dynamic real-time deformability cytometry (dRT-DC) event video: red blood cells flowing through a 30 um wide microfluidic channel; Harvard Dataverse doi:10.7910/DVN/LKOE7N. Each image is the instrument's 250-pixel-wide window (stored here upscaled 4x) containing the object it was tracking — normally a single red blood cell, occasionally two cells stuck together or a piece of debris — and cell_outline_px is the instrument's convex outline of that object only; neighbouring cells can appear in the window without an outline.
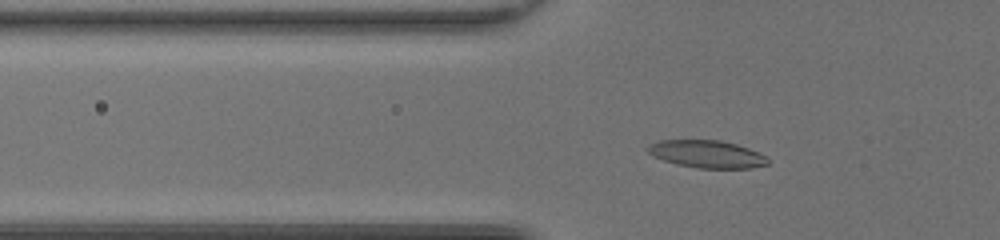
{"species": "common noctule bat (a hibernating species)", "species_latin": "Nyctalus noctula", "temperature_condition": "room temperature", "stored_images_in_passage": 42, "camera_frame_rate_fps": 3000, "um_per_image_px": 0.085, "animal": {"sex": "female", "body_mass_g": 20.0, "forearm_length_mm": 54.0}, "frame": {"image": 1, "passage_image": 10, "time_ms": 3.0, "image_size_px": [1000, 240], "cell_outline_px": [[768, 164], [748, 168], [700, 168], [676, 164], [652, 156], [648, 152], [648, 144], [660, 140], [720, 140], [736, 144], [748, 148], [764, 156], [768, 160]], "centroid_in_image_um": [60.04, 13.09], "position_along_channel_um": 65.8, "area_um2": 19.02}}
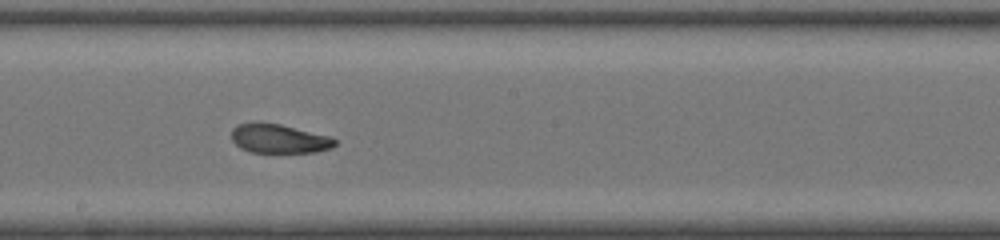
{"frame": {"image": 2, "passage_image": 22, "time_ms": 7.0, "image_size_px": [1000, 240], "cell_outline_px": [[336, 144], [332, 148], [316, 152], [252, 152], [240, 148], [232, 140], [232, 128], [236, 124], [256, 120], [280, 124], [332, 136], [336, 140]], "centroid_in_image_um": [23.7, 11.75], "position_along_channel_um": 224.5, "area_um2": 17.92}}
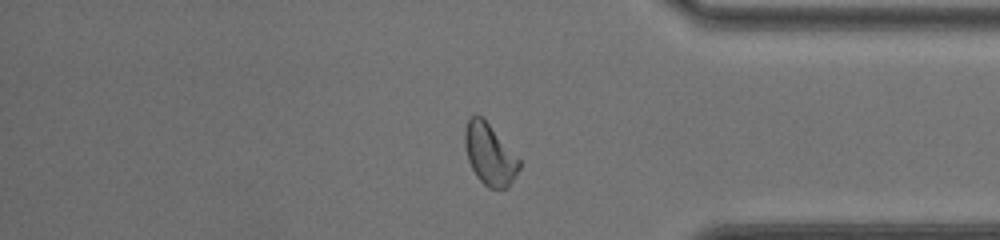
{"frame": {"image": 3, "passage_image": 35, "time_ms": 11.333, "image_size_px": [1000, 240], "cell_outline_px": [[520, 168], [516, 176], [508, 188], [488, 188], [476, 176], [468, 160], [464, 144], [464, 128], [468, 116], [476, 112], [488, 124], [520, 160]], "centroid_in_image_um": [41.59, 13.11], "position_along_channel_um": 393.6, "area_um2": 19.36}, "authors_computed_cell_mechanics": {"area_um2": 18.6405, "velocity_mm_per_s": 4.1444, "shape_relaxation_time_tau1_ms": null, "shape_relaxation_time_tau2_ms": 1.721, "deformation_change_tau1": null, "deformation_change_tau2": 0.0848}}